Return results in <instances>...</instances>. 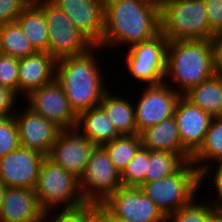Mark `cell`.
Returning a JSON list of instances; mask_svg holds the SVG:
<instances>
[{
  "label": "cell",
  "instance_id": "25",
  "mask_svg": "<svg viewBox=\"0 0 222 222\" xmlns=\"http://www.w3.org/2000/svg\"><path fill=\"white\" fill-rule=\"evenodd\" d=\"M16 22L38 52L47 51L49 32L44 11L38 5H28Z\"/></svg>",
  "mask_w": 222,
  "mask_h": 222
},
{
  "label": "cell",
  "instance_id": "23",
  "mask_svg": "<svg viewBox=\"0 0 222 222\" xmlns=\"http://www.w3.org/2000/svg\"><path fill=\"white\" fill-rule=\"evenodd\" d=\"M116 95L111 94V91L108 90L102 97L99 106L107 113L120 135L138 134L134 103Z\"/></svg>",
  "mask_w": 222,
  "mask_h": 222
},
{
  "label": "cell",
  "instance_id": "7",
  "mask_svg": "<svg viewBox=\"0 0 222 222\" xmlns=\"http://www.w3.org/2000/svg\"><path fill=\"white\" fill-rule=\"evenodd\" d=\"M38 6L44 11L49 32L47 54L58 60L79 56L95 47L51 0H44Z\"/></svg>",
  "mask_w": 222,
  "mask_h": 222
},
{
  "label": "cell",
  "instance_id": "42",
  "mask_svg": "<svg viewBox=\"0 0 222 222\" xmlns=\"http://www.w3.org/2000/svg\"><path fill=\"white\" fill-rule=\"evenodd\" d=\"M212 222H222V212L221 211L214 217Z\"/></svg>",
  "mask_w": 222,
  "mask_h": 222
},
{
  "label": "cell",
  "instance_id": "17",
  "mask_svg": "<svg viewBox=\"0 0 222 222\" xmlns=\"http://www.w3.org/2000/svg\"><path fill=\"white\" fill-rule=\"evenodd\" d=\"M95 46L104 32V0H51Z\"/></svg>",
  "mask_w": 222,
  "mask_h": 222
},
{
  "label": "cell",
  "instance_id": "9",
  "mask_svg": "<svg viewBox=\"0 0 222 222\" xmlns=\"http://www.w3.org/2000/svg\"><path fill=\"white\" fill-rule=\"evenodd\" d=\"M81 194L88 205H101L122 187L121 174L103 146H96L79 179Z\"/></svg>",
  "mask_w": 222,
  "mask_h": 222
},
{
  "label": "cell",
  "instance_id": "28",
  "mask_svg": "<svg viewBox=\"0 0 222 222\" xmlns=\"http://www.w3.org/2000/svg\"><path fill=\"white\" fill-rule=\"evenodd\" d=\"M185 161L174 152L150 151L145 182L159 180L175 173Z\"/></svg>",
  "mask_w": 222,
  "mask_h": 222
},
{
  "label": "cell",
  "instance_id": "26",
  "mask_svg": "<svg viewBox=\"0 0 222 222\" xmlns=\"http://www.w3.org/2000/svg\"><path fill=\"white\" fill-rule=\"evenodd\" d=\"M0 51L1 54L16 59H22L38 52L17 22L0 25Z\"/></svg>",
  "mask_w": 222,
  "mask_h": 222
},
{
  "label": "cell",
  "instance_id": "21",
  "mask_svg": "<svg viewBox=\"0 0 222 222\" xmlns=\"http://www.w3.org/2000/svg\"><path fill=\"white\" fill-rule=\"evenodd\" d=\"M75 128L96 146H103L120 136L100 106L79 113Z\"/></svg>",
  "mask_w": 222,
  "mask_h": 222
},
{
  "label": "cell",
  "instance_id": "37",
  "mask_svg": "<svg viewBox=\"0 0 222 222\" xmlns=\"http://www.w3.org/2000/svg\"><path fill=\"white\" fill-rule=\"evenodd\" d=\"M214 48L215 73L222 76V37L216 35L212 39Z\"/></svg>",
  "mask_w": 222,
  "mask_h": 222
},
{
  "label": "cell",
  "instance_id": "30",
  "mask_svg": "<svg viewBox=\"0 0 222 222\" xmlns=\"http://www.w3.org/2000/svg\"><path fill=\"white\" fill-rule=\"evenodd\" d=\"M150 150L141 146L134 158L121 173L122 187H140L148 172Z\"/></svg>",
  "mask_w": 222,
  "mask_h": 222
},
{
  "label": "cell",
  "instance_id": "16",
  "mask_svg": "<svg viewBox=\"0 0 222 222\" xmlns=\"http://www.w3.org/2000/svg\"><path fill=\"white\" fill-rule=\"evenodd\" d=\"M174 118L182 147L193 156L204 143L213 117L181 96L175 107Z\"/></svg>",
  "mask_w": 222,
  "mask_h": 222
},
{
  "label": "cell",
  "instance_id": "40",
  "mask_svg": "<svg viewBox=\"0 0 222 222\" xmlns=\"http://www.w3.org/2000/svg\"><path fill=\"white\" fill-rule=\"evenodd\" d=\"M6 189H7V187L5 186V184L3 182H1V180H0V210H1V207L3 204Z\"/></svg>",
  "mask_w": 222,
  "mask_h": 222
},
{
  "label": "cell",
  "instance_id": "38",
  "mask_svg": "<svg viewBox=\"0 0 222 222\" xmlns=\"http://www.w3.org/2000/svg\"><path fill=\"white\" fill-rule=\"evenodd\" d=\"M211 174H213L211 176H213L212 180L214 182V183H211V184H214L215 189H216V193H218L217 194V200L214 202V204L222 212V166L215 167V171Z\"/></svg>",
  "mask_w": 222,
  "mask_h": 222
},
{
  "label": "cell",
  "instance_id": "32",
  "mask_svg": "<svg viewBox=\"0 0 222 222\" xmlns=\"http://www.w3.org/2000/svg\"><path fill=\"white\" fill-rule=\"evenodd\" d=\"M18 67L19 59L12 56L0 55V85L7 87L18 96Z\"/></svg>",
  "mask_w": 222,
  "mask_h": 222
},
{
  "label": "cell",
  "instance_id": "1",
  "mask_svg": "<svg viewBox=\"0 0 222 222\" xmlns=\"http://www.w3.org/2000/svg\"><path fill=\"white\" fill-rule=\"evenodd\" d=\"M159 33V0H104L101 50L117 45L128 49V46L150 40Z\"/></svg>",
  "mask_w": 222,
  "mask_h": 222
},
{
  "label": "cell",
  "instance_id": "20",
  "mask_svg": "<svg viewBox=\"0 0 222 222\" xmlns=\"http://www.w3.org/2000/svg\"><path fill=\"white\" fill-rule=\"evenodd\" d=\"M139 135L144 148L150 151L174 152L185 162L191 161L192 156L182 147L174 116L143 130Z\"/></svg>",
  "mask_w": 222,
  "mask_h": 222
},
{
  "label": "cell",
  "instance_id": "36",
  "mask_svg": "<svg viewBox=\"0 0 222 222\" xmlns=\"http://www.w3.org/2000/svg\"><path fill=\"white\" fill-rule=\"evenodd\" d=\"M19 97L7 87L0 85V119L7 118L12 115L15 111V104Z\"/></svg>",
  "mask_w": 222,
  "mask_h": 222
},
{
  "label": "cell",
  "instance_id": "5",
  "mask_svg": "<svg viewBox=\"0 0 222 222\" xmlns=\"http://www.w3.org/2000/svg\"><path fill=\"white\" fill-rule=\"evenodd\" d=\"M35 194L48 216L50 210L62 205L59 214H73L89 206L81 194L79 179L47 157L41 163Z\"/></svg>",
  "mask_w": 222,
  "mask_h": 222
},
{
  "label": "cell",
  "instance_id": "4",
  "mask_svg": "<svg viewBox=\"0 0 222 222\" xmlns=\"http://www.w3.org/2000/svg\"><path fill=\"white\" fill-rule=\"evenodd\" d=\"M160 33L169 41L212 40L204 0H159Z\"/></svg>",
  "mask_w": 222,
  "mask_h": 222
},
{
  "label": "cell",
  "instance_id": "11",
  "mask_svg": "<svg viewBox=\"0 0 222 222\" xmlns=\"http://www.w3.org/2000/svg\"><path fill=\"white\" fill-rule=\"evenodd\" d=\"M145 87L137 103H134L138 134L174 116L177 101L181 97L172 85L165 82Z\"/></svg>",
  "mask_w": 222,
  "mask_h": 222
},
{
  "label": "cell",
  "instance_id": "34",
  "mask_svg": "<svg viewBox=\"0 0 222 222\" xmlns=\"http://www.w3.org/2000/svg\"><path fill=\"white\" fill-rule=\"evenodd\" d=\"M72 215L79 222H111V215L101 205H89Z\"/></svg>",
  "mask_w": 222,
  "mask_h": 222
},
{
  "label": "cell",
  "instance_id": "39",
  "mask_svg": "<svg viewBox=\"0 0 222 222\" xmlns=\"http://www.w3.org/2000/svg\"><path fill=\"white\" fill-rule=\"evenodd\" d=\"M55 215V216H54ZM53 216V218H52ZM51 218L48 217V222H79L72 214H53Z\"/></svg>",
  "mask_w": 222,
  "mask_h": 222
},
{
  "label": "cell",
  "instance_id": "31",
  "mask_svg": "<svg viewBox=\"0 0 222 222\" xmlns=\"http://www.w3.org/2000/svg\"><path fill=\"white\" fill-rule=\"evenodd\" d=\"M20 146L18 128L13 115L0 119V158Z\"/></svg>",
  "mask_w": 222,
  "mask_h": 222
},
{
  "label": "cell",
  "instance_id": "15",
  "mask_svg": "<svg viewBox=\"0 0 222 222\" xmlns=\"http://www.w3.org/2000/svg\"><path fill=\"white\" fill-rule=\"evenodd\" d=\"M25 111L13 115L19 133L21 147L41 153L49 154L53 144L57 141L61 128L54 122L48 121L43 116L35 113L27 106Z\"/></svg>",
  "mask_w": 222,
  "mask_h": 222
},
{
  "label": "cell",
  "instance_id": "2",
  "mask_svg": "<svg viewBox=\"0 0 222 222\" xmlns=\"http://www.w3.org/2000/svg\"><path fill=\"white\" fill-rule=\"evenodd\" d=\"M99 49V46H95L79 56L57 60L56 80L61 84L71 108L77 115L99 106L108 91L103 70L99 67L101 62L95 58Z\"/></svg>",
  "mask_w": 222,
  "mask_h": 222
},
{
  "label": "cell",
  "instance_id": "12",
  "mask_svg": "<svg viewBox=\"0 0 222 222\" xmlns=\"http://www.w3.org/2000/svg\"><path fill=\"white\" fill-rule=\"evenodd\" d=\"M25 100L35 113L54 122L62 130L76 127L78 115L71 108L61 84L56 79L32 91Z\"/></svg>",
  "mask_w": 222,
  "mask_h": 222
},
{
  "label": "cell",
  "instance_id": "43",
  "mask_svg": "<svg viewBox=\"0 0 222 222\" xmlns=\"http://www.w3.org/2000/svg\"><path fill=\"white\" fill-rule=\"evenodd\" d=\"M111 222H126V221H123V220H120V219H116V218H113L111 216Z\"/></svg>",
  "mask_w": 222,
  "mask_h": 222
},
{
  "label": "cell",
  "instance_id": "13",
  "mask_svg": "<svg viewBox=\"0 0 222 222\" xmlns=\"http://www.w3.org/2000/svg\"><path fill=\"white\" fill-rule=\"evenodd\" d=\"M96 145L76 128L61 130L47 158L80 179Z\"/></svg>",
  "mask_w": 222,
  "mask_h": 222
},
{
  "label": "cell",
  "instance_id": "14",
  "mask_svg": "<svg viewBox=\"0 0 222 222\" xmlns=\"http://www.w3.org/2000/svg\"><path fill=\"white\" fill-rule=\"evenodd\" d=\"M46 156L28 148L19 147L0 158V180L6 187L35 190L41 163Z\"/></svg>",
  "mask_w": 222,
  "mask_h": 222
},
{
  "label": "cell",
  "instance_id": "33",
  "mask_svg": "<svg viewBox=\"0 0 222 222\" xmlns=\"http://www.w3.org/2000/svg\"><path fill=\"white\" fill-rule=\"evenodd\" d=\"M27 6L23 0H0V25L16 22Z\"/></svg>",
  "mask_w": 222,
  "mask_h": 222
},
{
  "label": "cell",
  "instance_id": "24",
  "mask_svg": "<svg viewBox=\"0 0 222 222\" xmlns=\"http://www.w3.org/2000/svg\"><path fill=\"white\" fill-rule=\"evenodd\" d=\"M183 96L212 117L222 116V76L215 74Z\"/></svg>",
  "mask_w": 222,
  "mask_h": 222
},
{
  "label": "cell",
  "instance_id": "41",
  "mask_svg": "<svg viewBox=\"0 0 222 222\" xmlns=\"http://www.w3.org/2000/svg\"><path fill=\"white\" fill-rule=\"evenodd\" d=\"M28 5H39L44 0H23Z\"/></svg>",
  "mask_w": 222,
  "mask_h": 222
},
{
  "label": "cell",
  "instance_id": "22",
  "mask_svg": "<svg viewBox=\"0 0 222 222\" xmlns=\"http://www.w3.org/2000/svg\"><path fill=\"white\" fill-rule=\"evenodd\" d=\"M191 162L204 179H208L207 175H210L216 165L217 167L222 166V116L213 117L204 143L192 156ZM214 163L216 164L213 165Z\"/></svg>",
  "mask_w": 222,
  "mask_h": 222
},
{
  "label": "cell",
  "instance_id": "8",
  "mask_svg": "<svg viewBox=\"0 0 222 222\" xmlns=\"http://www.w3.org/2000/svg\"><path fill=\"white\" fill-rule=\"evenodd\" d=\"M169 40L161 33L154 38L128 47L126 67L134 80L145 85L164 82Z\"/></svg>",
  "mask_w": 222,
  "mask_h": 222
},
{
  "label": "cell",
  "instance_id": "3",
  "mask_svg": "<svg viewBox=\"0 0 222 222\" xmlns=\"http://www.w3.org/2000/svg\"><path fill=\"white\" fill-rule=\"evenodd\" d=\"M215 74L212 40L169 41L164 82L175 83L181 96Z\"/></svg>",
  "mask_w": 222,
  "mask_h": 222
},
{
  "label": "cell",
  "instance_id": "18",
  "mask_svg": "<svg viewBox=\"0 0 222 222\" xmlns=\"http://www.w3.org/2000/svg\"><path fill=\"white\" fill-rule=\"evenodd\" d=\"M48 217L37 201L35 190L7 187L0 222H47Z\"/></svg>",
  "mask_w": 222,
  "mask_h": 222
},
{
  "label": "cell",
  "instance_id": "29",
  "mask_svg": "<svg viewBox=\"0 0 222 222\" xmlns=\"http://www.w3.org/2000/svg\"><path fill=\"white\" fill-rule=\"evenodd\" d=\"M196 201H199V199L195 198L188 205L169 214L166 222H212L220 210L213 201H211V204L207 201L206 204Z\"/></svg>",
  "mask_w": 222,
  "mask_h": 222
},
{
  "label": "cell",
  "instance_id": "6",
  "mask_svg": "<svg viewBox=\"0 0 222 222\" xmlns=\"http://www.w3.org/2000/svg\"><path fill=\"white\" fill-rule=\"evenodd\" d=\"M205 179L196 166L185 162L175 173L150 182L139 188L150 198L167 217L181 207L191 203L196 197Z\"/></svg>",
  "mask_w": 222,
  "mask_h": 222
},
{
  "label": "cell",
  "instance_id": "35",
  "mask_svg": "<svg viewBox=\"0 0 222 222\" xmlns=\"http://www.w3.org/2000/svg\"><path fill=\"white\" fill-rule=\"evenodd\" d=\"M207 7V20L210 29L216 34L222 33V0H204Z\"/></svg>",
  "mask_w": 222,
  "mask_h": 222
},
{
  "label": "cell",
  "instance_id": "19",
  "mask_svg": "<svg viewBox=\"0 0 222 222\" xmlns=\"http://www.w3.org/2000/svg\"><path fill=\"white\" fill-rule=\"evenodd\" d=\"M57 60L46 52H37L19 59L18 97H27L32 91L56 79Z\"/></svg>",
  "mask_w": 222,
  "mask_h": 222
},
{
  "label": "cell",
  "instance_id": "10",
  "mask_svg": "<svg viewBox=\"0 0 222 222\" xmlns=\"http://www.w3.org/2000/svg\"><path fill=\"white\" fill-rule=\"evenodd\" d=\"M101 206L113 217L126 222H166V216L139 187H121Z\"/></svg>",
  "mask_w": 222,
  "mask_h": 222
},
{
  "label": "cell",
  "instance_id": "27",
  "mask_svg": "<svg viewBox=\"0 0 222 222\" xmlns=\"http://www.w3.org/2000/svg\"><path fill=\"white\" fill-rule=\"evenodd\" d=\"M142 146L139 134L120 135L103 147L108 152L114 167L122 173Z\"/></svg>",
  "mask_w": 222,
  "mask_h": 222
}]
</instances>
